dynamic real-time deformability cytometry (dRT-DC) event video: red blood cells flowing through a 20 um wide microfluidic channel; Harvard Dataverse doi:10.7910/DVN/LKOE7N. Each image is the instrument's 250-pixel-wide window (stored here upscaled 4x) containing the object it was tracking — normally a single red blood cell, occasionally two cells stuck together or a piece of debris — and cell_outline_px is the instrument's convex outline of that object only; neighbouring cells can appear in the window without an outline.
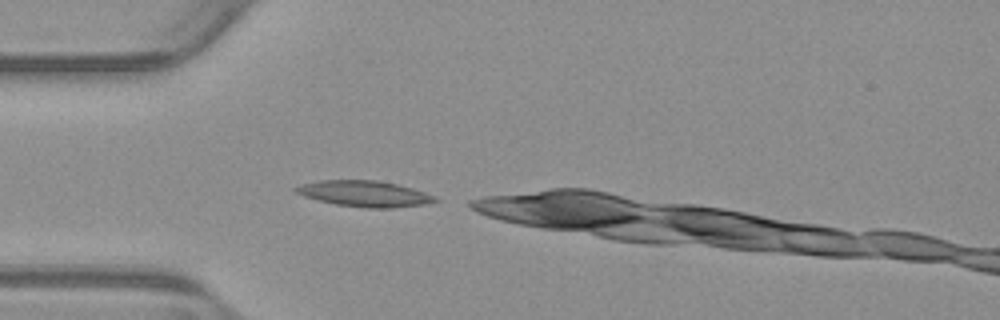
{"species": "common noctule bat (a hibernating species)", "species_latin": "Nyctalus noctula", "temperature_condition": "warm", "stored_images_in_passage": 28, "camera_frame_rate_fps": 3000, "um_per_image_px": 0.085, "animal": {"sex": "male", "body_mass_g": 23.1, "forearm_length_mm": 52.7}, "frame": {"image": 1, "passage_image": 1, "time_ms": 0.0, "image_size_px": [1000, 320], "cell_outline_px": [[440, 200], [424, 204], [392, 208], [364, 208], [336, 204], [304, 196], [292, 192], [292, 188], [300, 184], [320, 180], [376, 180], [396, 184], [412, 188], [436, 196]], "centroid_in_image_um": [30.95, 16.46], "position_along_channel_um": 54.1, "area_um2": 21.1}}
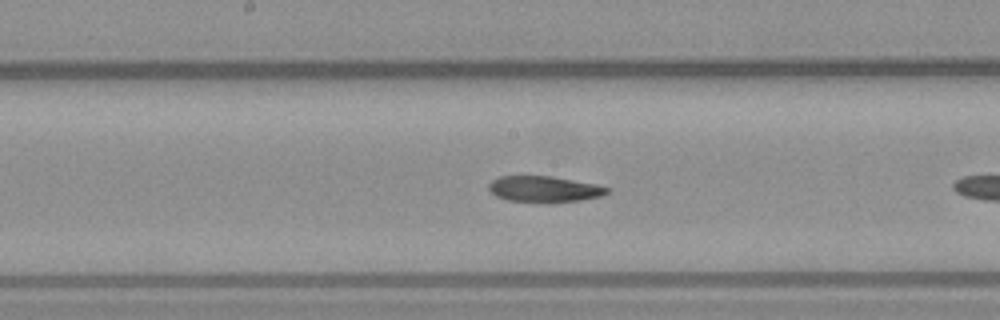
{"frame": {"image": 2, "passage_image": 13, "time_ms": 4.0, "image_size_px": [1000, 320], "cell_outline_px": [[612, 188], [608, 192], [600, 196], [580, 200], [552, 204], [548, 204], [508, 200], [496, 196], [488, 188], [488, 184], [492, 180], [500, 176], [552, 176]], "centroid_in_image_um": [46.24, 16.1], "position_along_channel_um": 202.0, "area_um2": 18.15}}
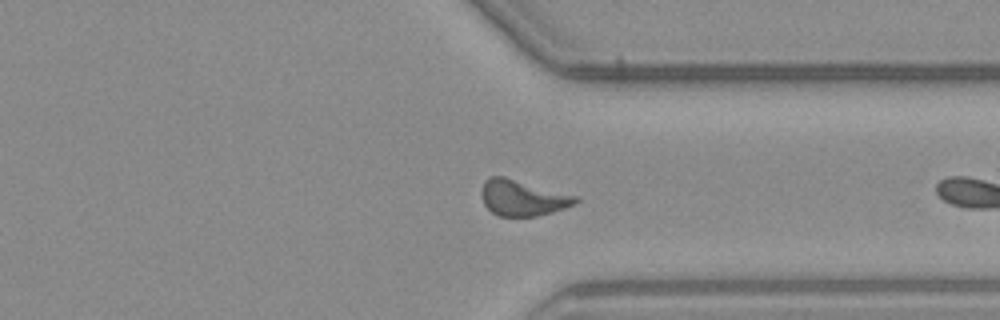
{"frame": {"image": 3, "passage_image": 26, "time_ms": 8.333, "image_size_px": [1000, 320], "cell_outline_px": [[580, 200], [576, 204], [552, 212], [536, 216], [496, 216], [484, 204], [480, 192], [484, 180], [488, 176], [504, 176], [580, 196]], "centroid_in_image_um": [44.43, 16.8], "position_along_channel_um": 367.0, "area_um2": 20.0}}